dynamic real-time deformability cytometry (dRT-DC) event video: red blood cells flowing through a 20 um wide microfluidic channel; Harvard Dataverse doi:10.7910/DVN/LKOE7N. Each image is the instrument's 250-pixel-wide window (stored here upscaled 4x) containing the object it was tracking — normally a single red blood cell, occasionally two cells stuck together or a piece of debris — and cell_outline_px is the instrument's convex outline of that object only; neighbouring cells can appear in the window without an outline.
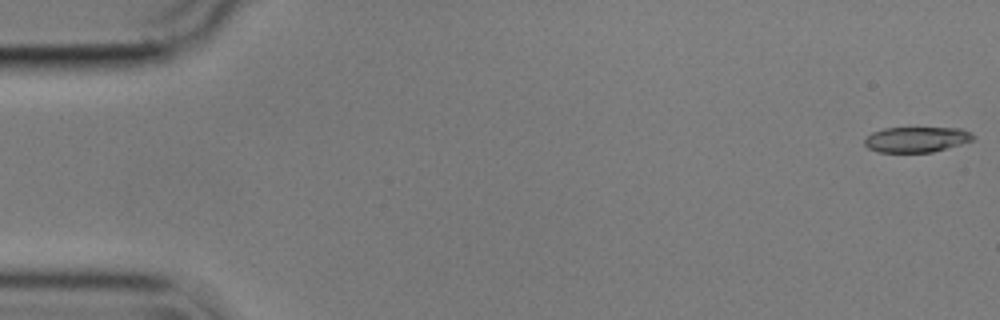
{"species": "common noctule bat (a hibernating species)", "species_latin": "Nyctalus noctula", "temperature_condition": "cold", "stored_images_in_passage": 56, "camera_frame_rate_fps": 3000, "um_per_image_px": 0.085, "animal": {"sex": "male", "body_mass_g": 17.9}, "frame": {"image": 1, "passage_image": 1, "time_ms": 0.0, "image_size_px": [1000, 320], "cell_outline_px": [[976, 140], [932, 152], [880, 152], [868, 148], [864, 144], [864, 140], [872, 132], [884, 128], [960, 128], [972, 132], [976, 136]], "centroid_in_image_um": [77.95, 11.85], "position_along_channel_um": 7.0, "area_um2": 16.18}}
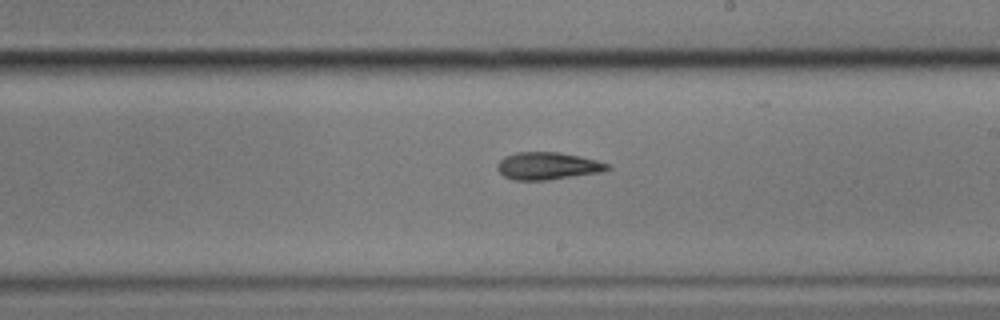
{"frame": {"image": 2, "passage_image": 32, "time_ms": 10.333, "image_size_px": [1000, 320], "cell_outline_px": [[612, 168], [600, 172], [548, 180], [512, 180], [504, 176], [496, 168], [496, 164], [504, 156], [516, 152], [560, 152], [580, 156], [612, 164]], "centroid_in_image_um": [46.55, 14.1], "position_along_channel_um": 242.4, "area_um2": 17.74}}
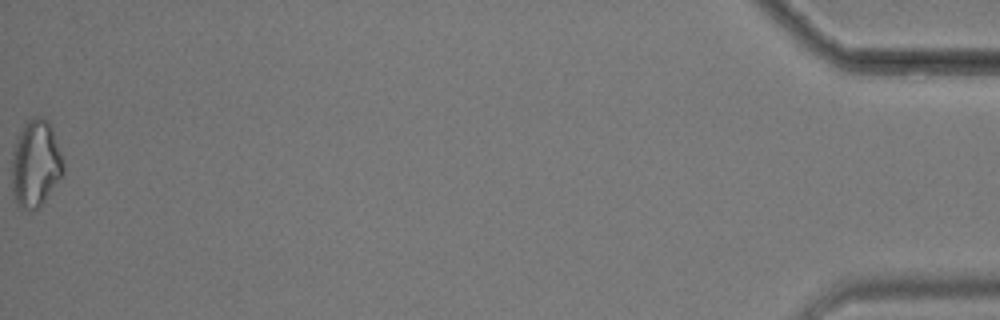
{"frame": {"image": 3, "passage_image": 56, "time_ms": 18.333, "image_size_px": [1000, 320], "cell_outline_px": [[64, 172], [44, 200], [32, 212], [28, 212], [20, 208], [16, 204], [12, 192], [12, 152], [16, 136], [24, 120], [36, 116], [40, 116], [48, 120], [52, 128], [64, 160]], "centroid_in_image_um": [3.0, 13.87], "position_along_channel_um": 432.2, "area_um2": 26.65}, "authors_computed_cell_mechanics": {"area_um2": 17.7157, "velocity_mm_per_s": 3.5967, "shape_relaxation_time_tau1_ms": 9.0494, "shape_relaxation_time_tau2_ms": 8.5675, "deformation_change_tau1": 0.2577, "deformation_change_tau2": 0.2031}}